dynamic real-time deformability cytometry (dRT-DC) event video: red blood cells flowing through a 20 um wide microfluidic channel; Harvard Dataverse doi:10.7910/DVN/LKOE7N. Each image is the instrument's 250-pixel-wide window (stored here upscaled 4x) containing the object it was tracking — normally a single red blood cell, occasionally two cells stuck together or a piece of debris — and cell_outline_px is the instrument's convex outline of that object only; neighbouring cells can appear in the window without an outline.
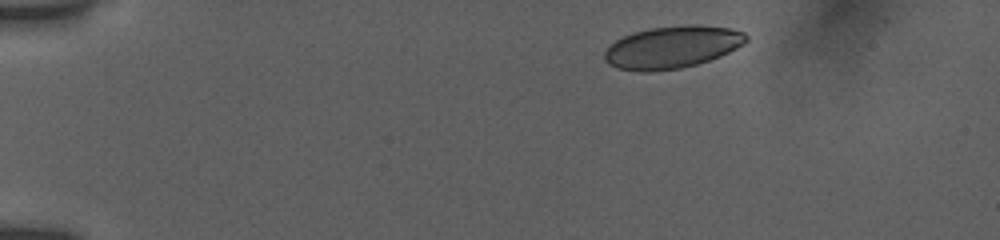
{"species": "human", "species_latin": "Homo sapiens", "temperature_condition": "room temperature", "stored_images_in_passage": 5, "camera_frame_rate_fps": 3000, "um_per_image_px": 0.085, "donor": {"sex": "female"}, "frame": {"image": 1, "passage_image": 1, "time_ms": 0.0, "image_size_px": [1000, 240], "cell_outline_px": [[748, 40], [744, 44], [720, 56], [696, 64], [680, 68], [648, 72], [640, 72], [616, 68], [608, 64], [604, 60], [604, 52], [616, 40], [632, 32], [648, 28], [688, 24], [696, 24], [732, 28], [744, 32], [748, 36]], "centroid_in_image_um": [57.13, 4.0], "position_along_channel_um": 27.9, "area_um2": 35.14}}